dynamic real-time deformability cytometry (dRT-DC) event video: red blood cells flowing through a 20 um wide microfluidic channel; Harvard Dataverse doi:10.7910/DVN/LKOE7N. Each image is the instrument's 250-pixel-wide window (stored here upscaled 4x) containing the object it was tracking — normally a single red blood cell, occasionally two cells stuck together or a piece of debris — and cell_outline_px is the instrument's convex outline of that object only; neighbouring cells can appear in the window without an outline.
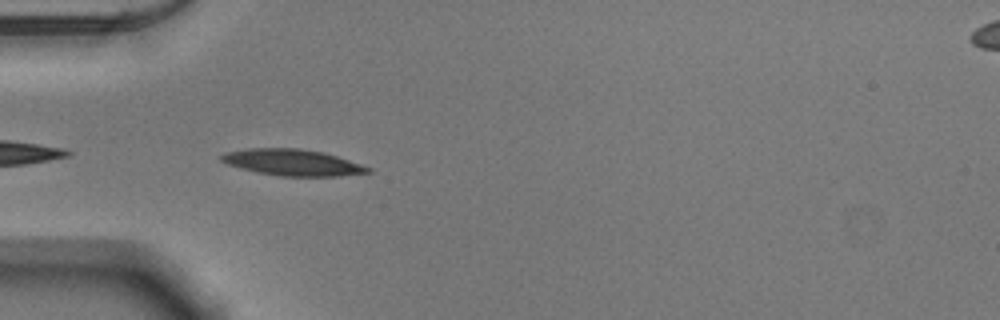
{"species": "Egyptian fruit bat (a non-hibernating species)", "species_latin": "Rousettus aegyptiacus", "temperature_condition": "warm", "stored_images_in_passage": 9, "camera_frame_rate_fps": 3000, "um_per_image_px": 0.085, "animal": {"sex": "male"}, "frame": {"image": 1, "passage_image": 2, "time_ms": 0.333, "image_size_px": [1000, 320], "cell_outline_px": [[372, 172], [340, 176], [280, 176], [256, 172], [228, 164], [220, 160], [220, 156], [228, 152], [248, 148], [296, 148], [324, 152], [372, 168]], "centroid_in_image_um": [24.88, 13.81], "position_along_channel_um": 60.1, "area_um2": 22.31}}
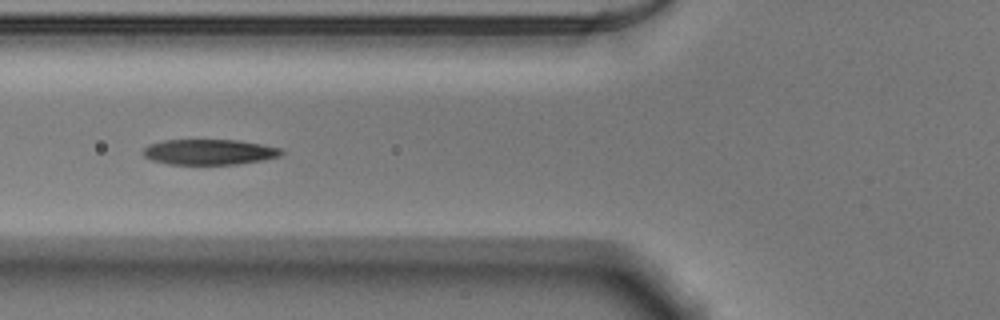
{"frame": {"image": 2, "passage_image": 6, "time_ms": 1.667, "image_size_px": [1000, 320], "cell_outline_px": [[284, 152], [280, 156], [264, 160], [236, 164], [168, 164], [152, 160], [144, 156], [144, 148], [148, 144], [164, 140], [236, 140], [260, 144], [280, 148]], "centroid_in_image_um": [17.78, 12.92], "position_along_channel_um": 108.0, "area_um2": 20.4}}